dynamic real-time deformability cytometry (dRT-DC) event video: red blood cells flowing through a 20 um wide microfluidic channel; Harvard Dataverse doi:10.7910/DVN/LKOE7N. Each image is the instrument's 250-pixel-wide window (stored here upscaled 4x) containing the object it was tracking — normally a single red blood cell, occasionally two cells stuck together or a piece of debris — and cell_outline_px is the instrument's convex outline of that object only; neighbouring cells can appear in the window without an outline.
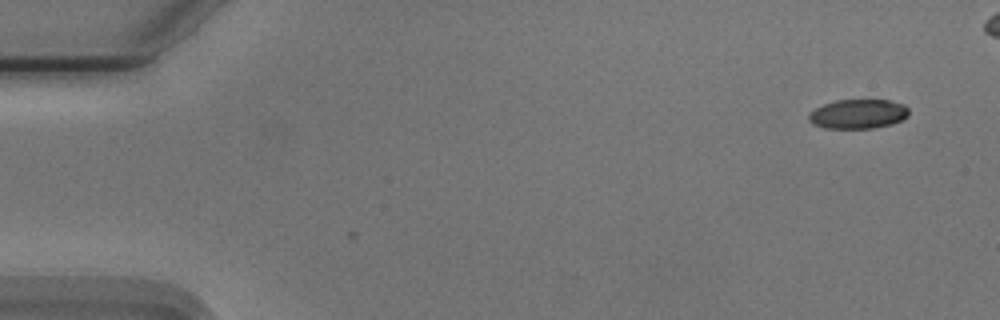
{"species": "Egyptian fruit bat (a non-hibernating species)", "species_latin": "Rousettus aegyptiacus", "temperature_condition": "cold", "stored_images_in_passage": 5, "camera_frame_rate_fps": 3000, "um_per_image_px": 0.085, "animal": {"sex": "male"}, "frame": {"image": 1, "passage_image": 5, "time_ms": 1.333, "image_size_px": [1000, 320], "cell_outline_px": [[908, 116], [892, 124], [872, 128], [824, 128], [808, 120], [808, 112], [824, 104], [836, 100], [888, 100], [904, 104], [908, 108]], "centroid_in_image_um": [72.93, 9.68], "position_along_channel_um": 12.1, "area_um2": 17.05}}